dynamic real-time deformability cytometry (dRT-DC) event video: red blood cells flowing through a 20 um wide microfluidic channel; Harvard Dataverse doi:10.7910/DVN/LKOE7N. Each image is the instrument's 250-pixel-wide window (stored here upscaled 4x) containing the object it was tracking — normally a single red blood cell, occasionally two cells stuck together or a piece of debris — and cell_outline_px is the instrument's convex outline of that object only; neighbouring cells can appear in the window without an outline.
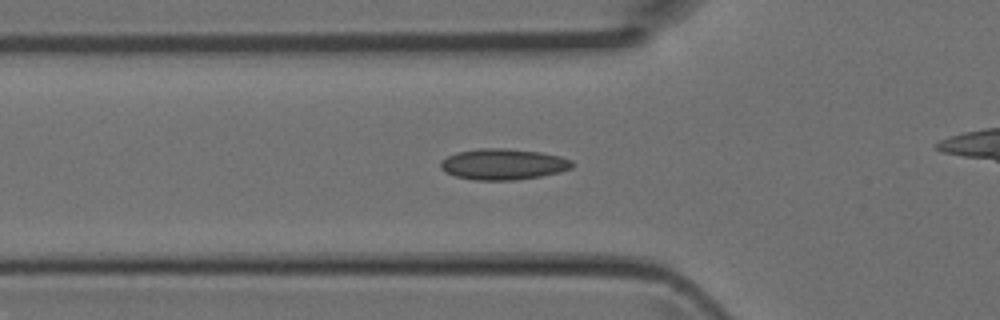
{"species": "Egyptian fruit bat (a non-hibernating species)", "species_latin": "Rousettus aegyptiacus", "temperature_condition": "room temperature", "stored_images_in_passage": 13, "camera_frame_rate_fps": 3000, "um_per_image_px": 0.085, "animal": {"sex": "female"}, "frame": {"image": 1, "passage_image": 7, "time_ms": 2.0, "image_size_px": [1000, 320], "cell_outline_px": [[572, 168], [560, 172], [540, 176], [516, 180], [476, 180], [456, 176], [444, 172], [440, 168], [440, 160], [456, 152], [480, 148], [508, 148], [540, 152], [560, 156], [572, 160]], "centroid_in_image_um": [42.75, 13.95], "position_along_channel_um": 83.0, "area_um2": 23.87}}
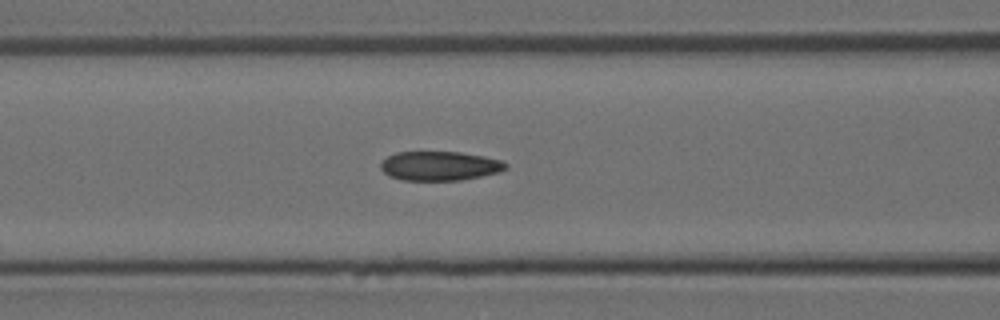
{"frame": {"image": 2, "passage_image": 10, "time_ms": 3.0, "image_size_px": [1000, 320], "cell_outline_px": [[508, 168], [500, 172], [460, 180], [400, 180], [388, 176], [380, 168], [380, 164], [388, 156], [396, 152], [460, 152], [484, 156], [500, 160], [508, 164]], "centroid_in_image_um": [37.37, 14.1], "position_along_channel_um": 129.2, "area_um2": 21.33}}